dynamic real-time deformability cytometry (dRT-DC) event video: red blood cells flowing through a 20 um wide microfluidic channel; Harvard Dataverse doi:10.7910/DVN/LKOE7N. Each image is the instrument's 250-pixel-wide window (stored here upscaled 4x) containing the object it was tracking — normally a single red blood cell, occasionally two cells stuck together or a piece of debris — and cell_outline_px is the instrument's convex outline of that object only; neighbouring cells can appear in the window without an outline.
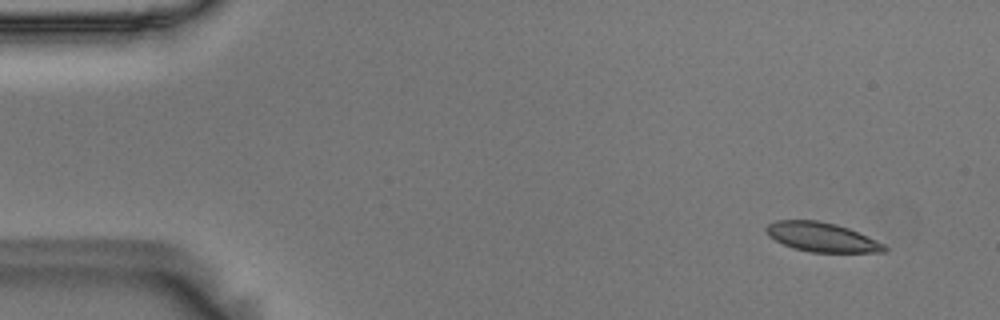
{"species": "Egyptian fruit bat (a non-hibernating species)", "species_latin": "Rousettus aegyptiacus", "temperature_condition": "room temperature", "stored_images_in_passage": 52, "camera_frame_rate_fps": 3000, "um_per_image_px": 0.085, "animal": {"sex": "male"}, "frame": {"image": 1, "passage_image": 1, "time_ms": 0.0, "image_size_px": [1000, 320], "cell_outline_px": [[888, 248], [884, 252], [812, 252], [792, 248], [768, 236], [764, 228], [768, 224], [776, 220], [816, 220], [836, 224], [848, 228], [868, 236], [884, 244]], "centroid_in_image_um": [69.83, 20.15], "position_along_channel_um": 15.2, "area_um2": 20.11}}
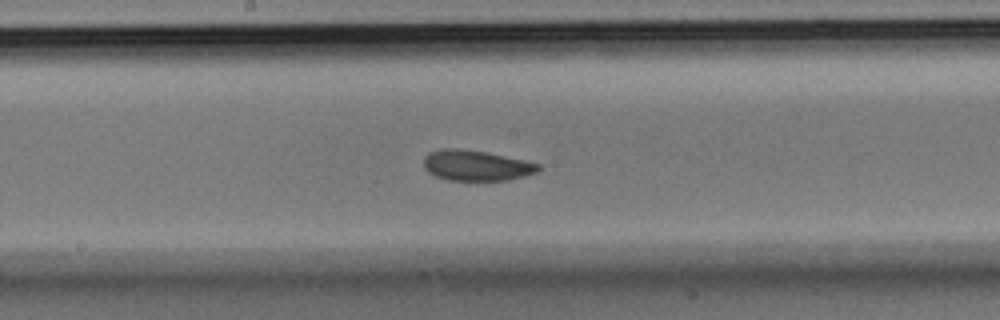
{"frame": {"image": 2, "passage_image": 26, "time_ms": 8.333, "image_size_px": [1000, 320], "cell_outline_px": [[540, 168], [536, 172], [524, 176], [508, 180], [448, 180], [436, 176], [428, 172], [424, 168], [424, 156], [440, 148], [456, 148], [484, 152], [524, 160], [540, 164]], "centroid_in_image_um": [40.46, 14.07], "position_along_channel_um": 207.7, "area_um2": 20.17}}
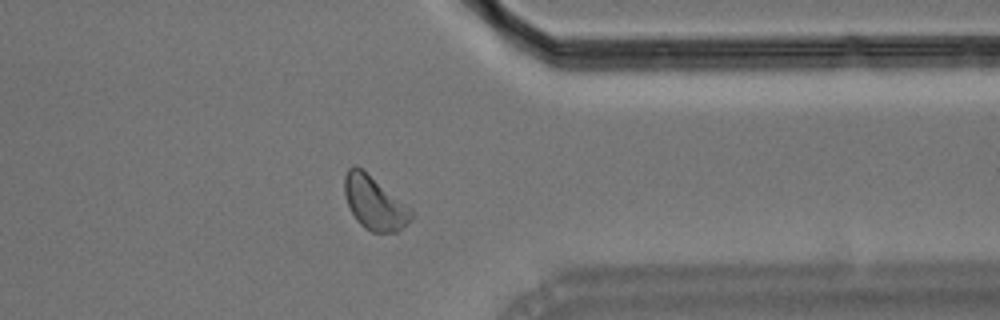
{"frame": {"image": 3, "passage_image": 41, "time_ms": 13.333, "image_size_px": [1000, 320], "cell_outline_px": [[412, 220], [396, 232], [372, 232], [364, 228], [356, 220], [348, 204], [344, 192], [344, 176], [348, 168], [356, 164], [412, 208]], "centroid_in_image_um": [31.83, 17.24], "position_along_channel_um": 379.6, "area_um2": 20.75}, "authors_computed_cell_mechanics": {"area_um2": 20.808, "velocity_mm_per_s": 3.5835, "shape_relaxation_time_tau1_ms": 4.8032, "shape_relaxation_time_tau2_ms": 8.2708, "deformation_change_tau1": 0.099, "deformation_change_tau2": 0.1192}}